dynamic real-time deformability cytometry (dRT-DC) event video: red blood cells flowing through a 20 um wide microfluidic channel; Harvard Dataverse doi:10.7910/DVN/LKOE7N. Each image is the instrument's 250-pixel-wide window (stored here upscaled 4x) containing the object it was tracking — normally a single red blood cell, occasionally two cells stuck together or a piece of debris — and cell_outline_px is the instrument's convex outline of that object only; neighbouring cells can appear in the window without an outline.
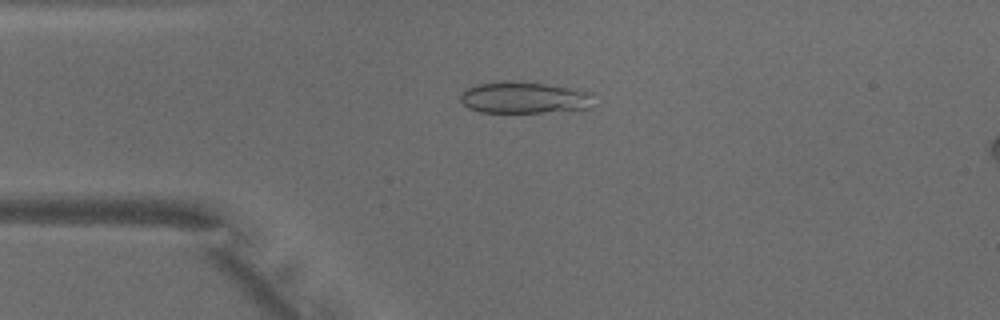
{"species": "common noctule bat (a hibernating species)", "species_latin": "Nyctalus noctula", "temperature_condition": "warm", "stored_images_in_passage": 30, "camera_frame_rate_fps": 3000, "um_per_image_px": 0.085, "animal": {"sex": "male", "body_mass_g": 18.8}, "frame": {"image": 1, "passage_image": 2, "time_ms": 0.333, "image_size_px": [1000, 320], "cell_outline_px": [[596, 104], [588, 108], [544, 112], [480, 112], [468, 108], [460, 100], [460, 92], [464, 88], [476, 84], [500, 80], [512, 80], [544, 84], [592, 92]], "centroid_in_image_um": [44.52, 8.28], "position_along_channel_um": 40.5, "area_um2": 24.91}}